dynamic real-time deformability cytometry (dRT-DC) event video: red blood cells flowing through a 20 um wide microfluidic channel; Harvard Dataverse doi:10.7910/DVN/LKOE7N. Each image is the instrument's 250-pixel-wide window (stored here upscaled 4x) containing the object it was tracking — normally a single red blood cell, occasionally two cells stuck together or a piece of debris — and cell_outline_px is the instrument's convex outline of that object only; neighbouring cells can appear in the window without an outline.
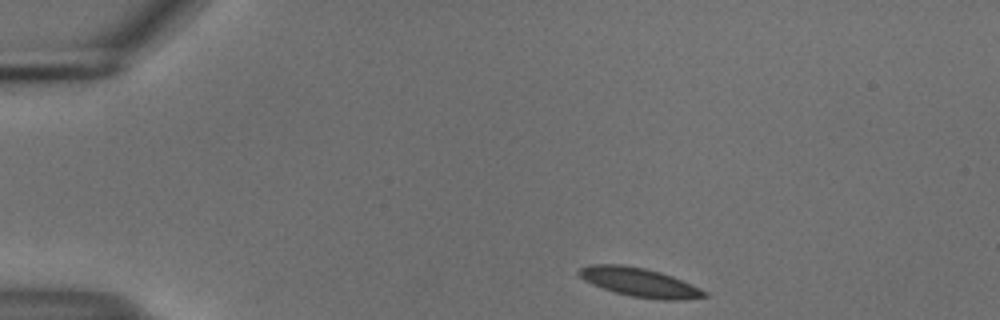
{"species": "common noctule bat (a hibernating species)", "species_latin": "Nyctalus noctula", "temperature_condition": "cold", "stored_images_in_passage": 46, "camera_frame_rate_fps": 3000, "um_per_image_px": 0.085, "animal": {"sex": "male", "body_mass_g": 18.8}, "frame": {"image": 1, "passage_image": 1, "time_ms": 0.0, "image_size_px": [1000, 320], "cell_outline_px": [[708, 296], [684, 300], [664, 300], [632, 296], [616, 292], [592, 284], [584, 280], [576, 272], [580, 268], [588, 264], [620, 264], [644, 268], [660, 272], [672, 276], [700, 288], [708, 292]], "centroid_in_image_um": [54.36, 23.99], "position_along_channel_um": 30.6, "area_um2": 20.98}}
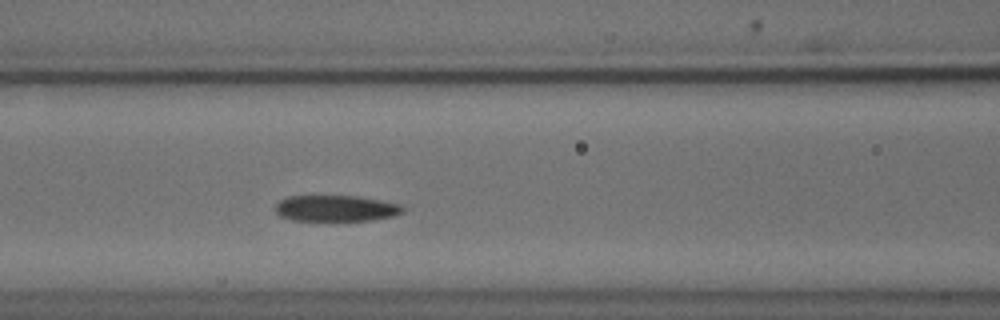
{"frame": {"image": 2, "passage_image": 15, "time_ms": 4.667, "image_size_px": [1000, 320], "cell_outline_px": [[404, 208], [400, 212], [392, 216], [372, 220], [292, 220], [280, 216], [276, 212], [276, 204], [280, 200], [288, 196], [356, 196], [380, 200], [400, 204]], "centroid_in_image_um": [28.52, 17.7], "position_along_channel_um": 138.1, "area_um2": 19.13}}
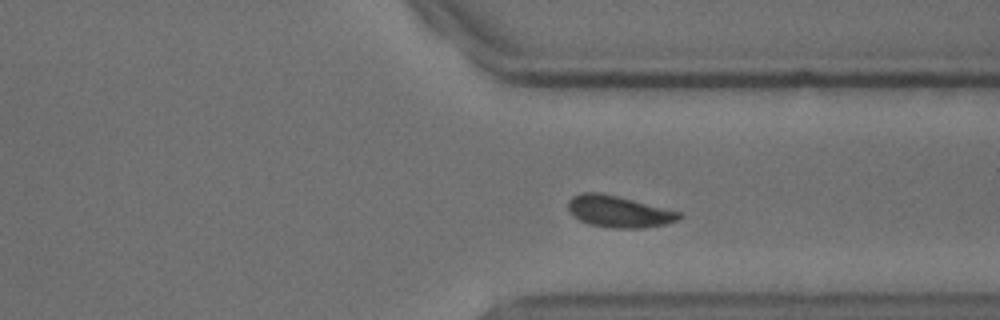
{"frame": {"image": 3, "passage_image": 33, "time_ms": 10.667, "image_size_px": [1000, 320], "cell_outline_px": [[684, 216], [668, 224], [644, 228], [612, 228], [588, 224], [572, 216], [568, 212], [568, 200], [572, 196], [584, 192], [600, 192], [684, 212]], "centroid_in_image_um": [52.61, 17.98], "position_along_channel_um": 358.8, "area_um2": 20.81}, "authors_computed_cell_mechanics": {"area_um2": 20.2011, "velocity_mm_per_s": 3.6801, "shape_relaxation_time_tau1_ms": 2.5403, "shape_relaxation_time_tau2_ms": 2.8347, "deformation_change_tau1": 0.1094, "deformation_change_tau2": 0.0835}}